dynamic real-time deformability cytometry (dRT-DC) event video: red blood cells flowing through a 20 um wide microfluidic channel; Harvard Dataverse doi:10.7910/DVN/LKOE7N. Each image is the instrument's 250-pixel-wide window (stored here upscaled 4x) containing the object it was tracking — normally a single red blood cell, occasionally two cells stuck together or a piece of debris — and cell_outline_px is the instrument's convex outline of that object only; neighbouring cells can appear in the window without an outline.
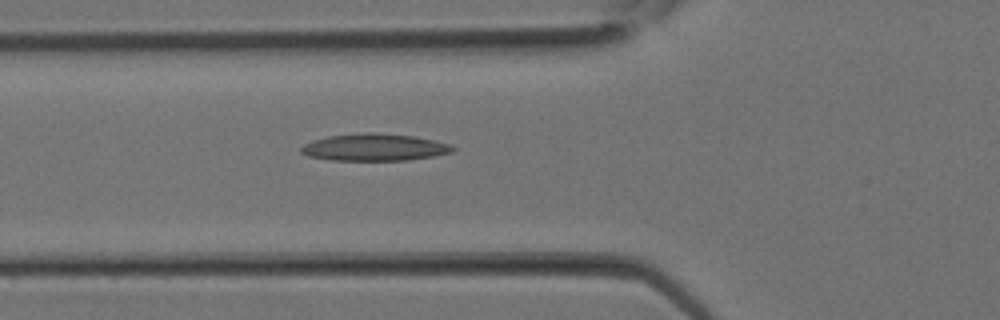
{"species": "Egyptian fruit bat (a non-hibernating species)", "species_latin": "Rousettus aegyptiacus", "temperature_condition": "room temperature", "stored_images_in_passage": 12, "camera_frame_rate_fps": 3000, "um_per_image_px": 0.085, "animal": {"sex": "female"}, "frame": {"image": 1, "passage_image": 10, "time_ms": 3.0, "image_size_px": [1000, 320], "cell_outline_px": [[456, 148], [452, 152], [432, 156], [408, 160], [332, 160], [308, 156], [300, 152], [300, 148], [304, 144], [312, 140], [328, 136], [364, 132], [372, 132], [412, 136], [452, 144]], "centroid_in_image_um": [31.81, 12.52], "position_along_channel_um": 94.0, "area_um2": 23.87}}
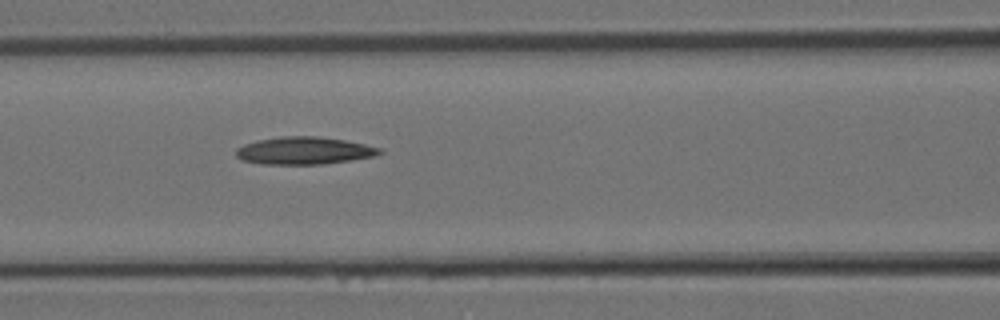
{"frame": {"image": 2, "passage_image": 12, "time_ms": 3.667, "image_size_px": [1000, 320], "cell_outline_px": [[384, 152], [376, 156], [352, 160], [324, 164], [260, 164], [240, 160], [236, 156], [236, 148], [244, 144], [256, 140], [280, 136], [320, 136], [344, 140], [364, 144], [380, 148]], "centroid_in_image_um": [25.83, 12.8], "position_along_channel_um": 140.8, "area_um2": 23.24}}